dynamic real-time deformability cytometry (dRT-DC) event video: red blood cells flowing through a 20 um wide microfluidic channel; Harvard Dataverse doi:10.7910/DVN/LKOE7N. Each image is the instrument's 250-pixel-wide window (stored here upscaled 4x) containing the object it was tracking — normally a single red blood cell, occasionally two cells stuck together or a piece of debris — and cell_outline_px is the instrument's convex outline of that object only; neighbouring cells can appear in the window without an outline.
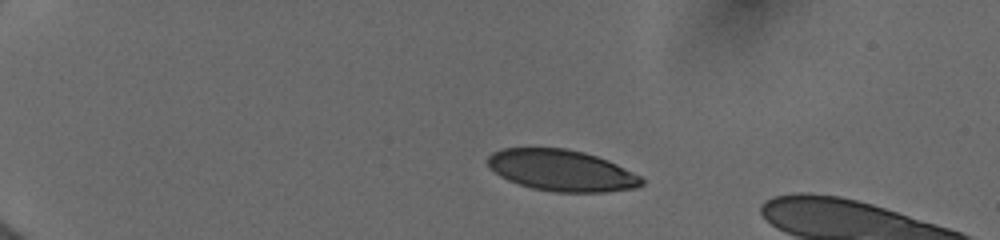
{"species": "human", "species_latin": "Homo sapiens", "temperature_condition": "cold", "stored_images_in_passage": 5, "camera_frame_rate_fps": 3000, "um_per_image_px": 0.085, "donor": {"sex": "female"}, "frame": {"image": 1, "passage_image": 1, "time_ms": 0.0, "image_size_px": [1000, 240], "cell_outline_px": [[644, 184], [636, 188], [604, 192], [556, 192], [532, 188], [508, 180], [500, 176], [488, 168], [488, 156], [492, 152], [504, 148], [568, 148], [584, 152], [608, 160], [640, 176], [644, 180]], "centroid_in_image_um": [47.73, 14.48], "position_along_channel_um": 37.3, "area_um2": 37.05}}
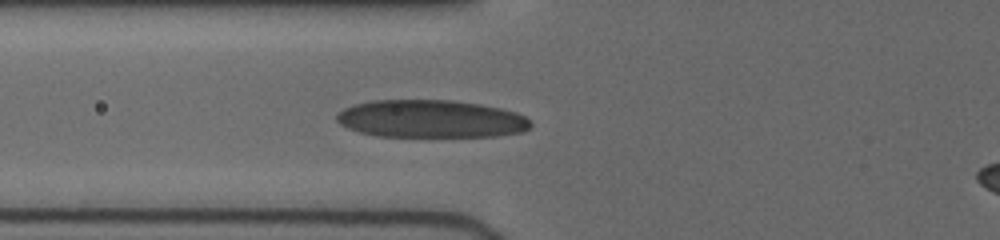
{"frame": {"image": 2, "passage_image": 5, "time_ms": 3.333, "image_size_px": [1000, 240], "cell_outline_px": [[532, 124], [524, 132], [496, 136], [380, 136], [360, 132], [348, 128], [340, 124], [336, 120], [336, 116], [344, 108], [356, 104], [372, 100], [452, 100], [480, 104], [500, 108], [516, 112], [532, 120]], "centroid_in_image_um": [36.66, 10.1], "position_along_channel_um": 89.1, "area_um2": 42.6}}